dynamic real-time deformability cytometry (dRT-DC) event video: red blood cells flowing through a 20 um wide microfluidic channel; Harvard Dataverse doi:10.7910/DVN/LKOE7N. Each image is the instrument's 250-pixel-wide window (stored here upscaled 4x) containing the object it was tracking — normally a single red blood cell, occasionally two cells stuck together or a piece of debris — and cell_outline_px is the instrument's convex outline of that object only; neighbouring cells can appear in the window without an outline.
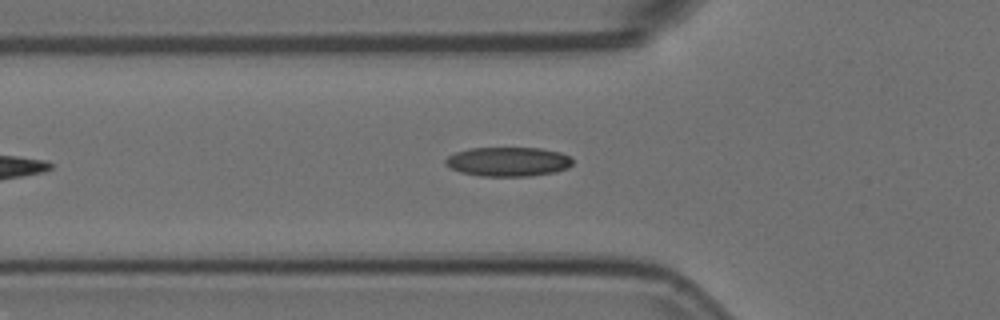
{"species": "Egyptian fruit bat (a non-hibernating species)", "species_latin": "Rousettus aegyptiacus", "temperature_condition": "room temperature", "stored_images_in_passage": 6, "camera_frame_rate_fps": 3000, "um_per_image_px": 0.085, "animal": {"sex": "female"}, "frame": {"image": 1, "passage_image": 6, "time_ms": 1.667, "image_size_px": [1000, 320], "cell_outline_px": [[572, 164], [568, 168], [556, 172], [528, 176], [480, 176], [460, 172], [444, 164], [444, 160], [448, 156], [456, 152], [468, 148], [540, 148], [560, 152], [568, 156], [572, 160]], "centroid_in_image_um": [43.17, 13.74], "position_along_channel_um": 82.6, "area_um2": 21.73}}